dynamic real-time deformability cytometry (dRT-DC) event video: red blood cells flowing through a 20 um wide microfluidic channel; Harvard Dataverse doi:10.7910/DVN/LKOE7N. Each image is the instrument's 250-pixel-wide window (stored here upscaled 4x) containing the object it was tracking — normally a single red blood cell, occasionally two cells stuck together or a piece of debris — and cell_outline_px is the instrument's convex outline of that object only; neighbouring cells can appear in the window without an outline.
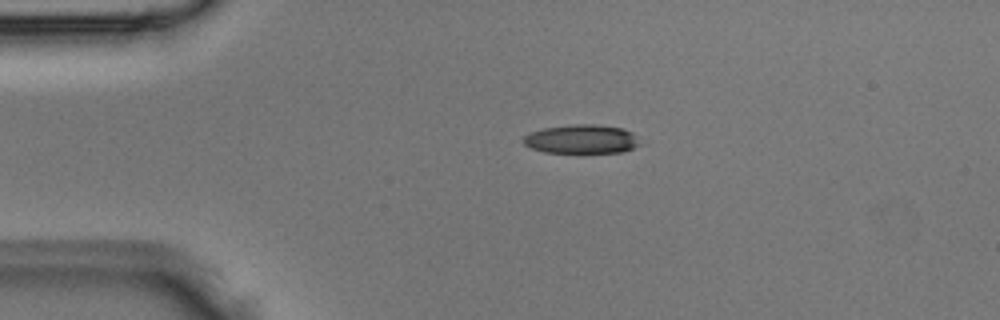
{"species": "Egyptian fruit bat (a non-hibernating species)", "species_latin": "Rousettus aegyptiacus", "temperature_condition": "room temperature", "stored_images_in_passage": 3, "camera_frame_rate_fps": 3000, "um_per_image_px": 0.085, "animal": {"sex": "male"}, "frame": {"image": 1, "passage_image": 2, "time_ms": 0.333, "image_size_px": [1000, 320], "cell_outline_px": [[640, 144], [624, 152], [544, 152], [532, 148], [524, 144], [524, 136], [528, 132], [544, 128], [576, 124], [596, 124], [624, 128], [632, 132]], "centroid_in_image_um": [49.43, 11.81], "position_along_channel_um": 35.6, "area_um2": 19.48}}